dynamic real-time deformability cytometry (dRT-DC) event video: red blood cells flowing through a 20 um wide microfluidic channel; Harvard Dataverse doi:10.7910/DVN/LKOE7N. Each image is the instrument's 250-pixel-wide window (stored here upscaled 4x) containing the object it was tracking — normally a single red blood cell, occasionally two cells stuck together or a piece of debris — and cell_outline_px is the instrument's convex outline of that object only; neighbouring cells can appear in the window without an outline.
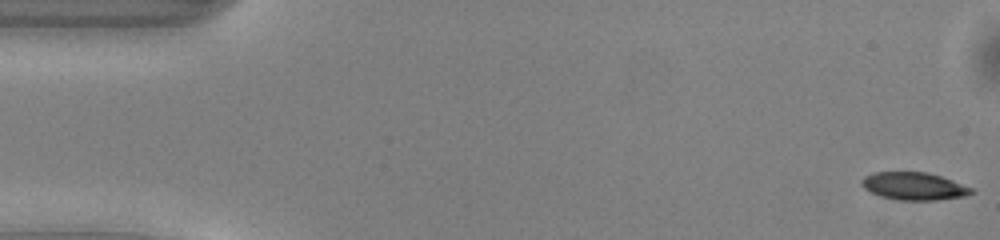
{"species": "common noctule bat (a hibernating species)", "species_latin": "Nyctalus noctula", "temperature_condition": "warm", "stored_images_in_passage": 50, "camera_frame_rate_fps": 3000, "um_per_image_px": 0.085, "animal": {"sex": "male", "body_mass_g": 13.0, "forearm_length_mm": 53.1}, "frame": {"image": 1, "passage_image": 1, "time_ms": 0.0, "image_size_px": [1000, 240], "cell_outline_px": [[976, 192], [968, 196], [936, 200], [896, 200], [880, 196], [864, 188], [860, 184], [860, 180], [864, 176], [872, 172], [928, 172], [952, 180], [972, 188]], "centroid_in_image_um": [77.68, 15.82], "position_along_channel_um": 7.3, "area_um2": 17.86}}
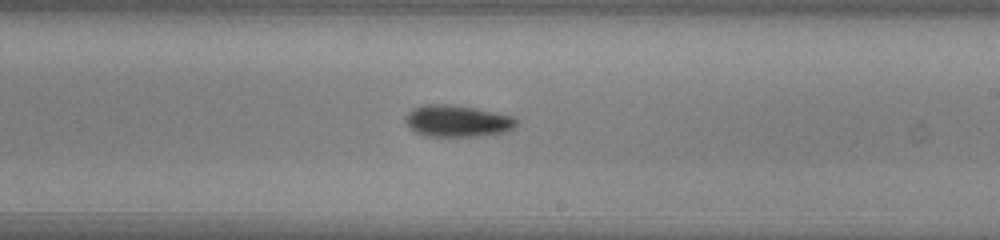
{"frame": {"image": 2, "passage_image": 29, "time_ms": 9.333, "image_size_px": [1000, 240], "cell_outline_px": [[516, 124], [512, 128], [504, 132], [480, 136], [424, 136], [408, 128], [404, 120], [408, 112], [412, 108], [428, 104], [448, 104], [472, 108], [512, 116], [516, 120]], "centroid_in_image_um": [38.8, 10.29], "position_along_channel_um": 250.2, "area_um2": 20.29}}
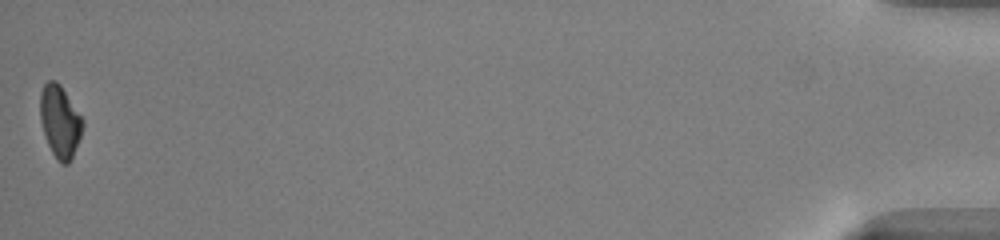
{"frame": {"image": 3, "passage_image": 50, "time_ms": 16.333, "image_size_px": [1000, 240], "cell_outline_px": [[84, 124], [80, 136], [72, 156], [68, 164], [60, 164], [56, 160], [48, 144], [40, 120], [40, 92], [44, 84], [48, 80], [56, 80], [60, 84], [84, 120]], "centroid_in_image_um": [5.08, 10.31], "position_along_channel_um": 430.1, "area_um2": 17.8}, "authors_computed_cell_mechanics": {"area_um2": 18.785, "velocity_mm_per_s": 4.0769, "shape_relaxation_time_tau1_ms": 4.0317, "shape_relaxation_time_tau2_ms": null, "deformation_change_tau1": 0.1182, "deformation_change_tau2": null}}